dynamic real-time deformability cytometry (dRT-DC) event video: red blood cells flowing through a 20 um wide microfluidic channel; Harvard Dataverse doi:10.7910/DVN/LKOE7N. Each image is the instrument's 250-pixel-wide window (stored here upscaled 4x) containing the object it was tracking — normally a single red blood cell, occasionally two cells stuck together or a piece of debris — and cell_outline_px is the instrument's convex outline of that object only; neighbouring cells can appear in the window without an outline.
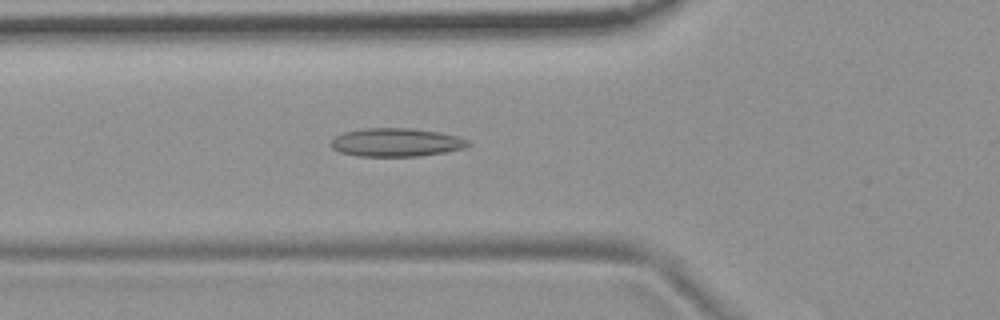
{"species": "common noctule bat (a hibernating species)", "species_latin": "Nyctalus noctula", "temperature_condition": "room temperature", "stored_images_in_passage": 54, "camera_frame_rate_fps": 3000, "um_per_image_px": 0.085, "animal": {"sex": "female", "body_mass_g": 19.9}, "frame": {"image": 1, "passage_image": 19, "time_ms": 6.0, "image_size_px": [1000, 320], "cell_outline_px": [[472, 144], [464, 148], [444, 152], [420, 156], [360, 156], [340, 152], [332, 148], [328, 144], [336, 136], [344, 132], [364, 128], [412, 128], [440, 132], [456, 136], [468, 140]], "centroid_in_image_um": [33.67, 12.1], "position_along_channel_um": 92.1, "area_um2": 22.72}}
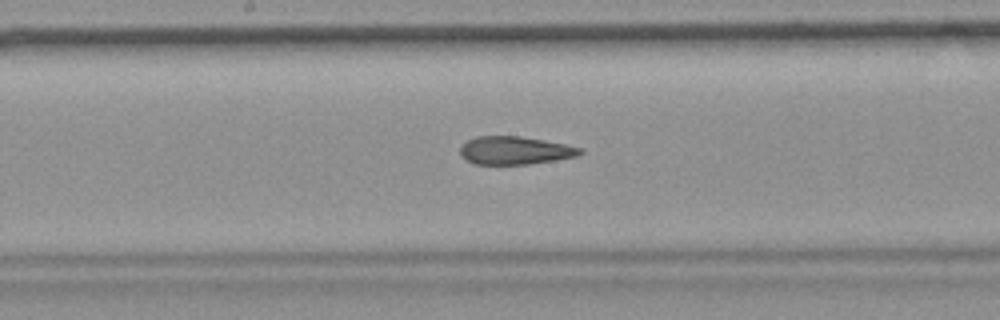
{"frame": {"image": 2, "passage_image": 28, "time_ms": 9.0, "image_size_px": [1000, 320], "cell_outline_px": [[584, 152], [576, 156], [556, 160], [528, 164], [472, 164], [460, 156], [460, 144], [476, 136], [520, 136], [544, 140], [564, 144], [580, 148]], "centroid_in_image_um": [43.71, 12.79], "position_along_channel_um": 204.5, "area_um2": 19.65}}
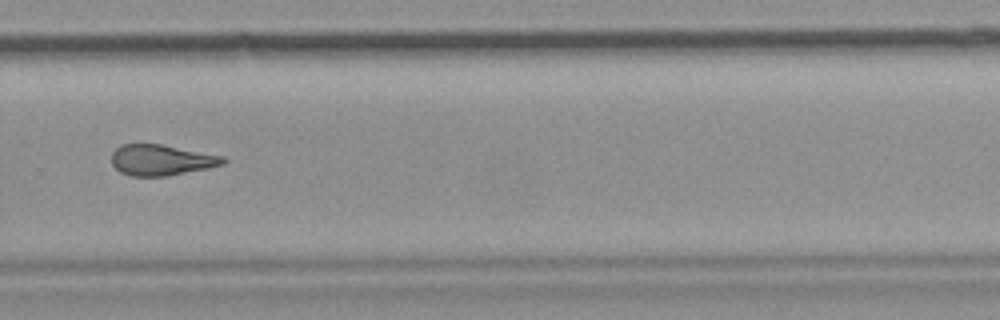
{"frame": {"image": 3, "passage_image": 37, "time_ms": 12.0, "image_size_px": [1000, 320], "cell_outline_px": [[228, 160], [224, 164], [208, 168], [168, 176], [132, 176], [120, 172], [112, 164], [112, 152], [120, 144], [160, 144], [224, 156]], "centroid_in_image_um": [13.72, 13.6], "position_along_channel_um": 316.1, "area_um2": 20.06}, "authors_computed_cell_mechanics": {"area_um2": 21.1259, "velocity_mm_per_s": 3.7367, "shape_relaxation_time_tau1_ms": null, "shape_relaxation_time_tau2_ms": 3.3747, "deformation_change_tau1": null, "deformation_change_tau2": 0.1246}}